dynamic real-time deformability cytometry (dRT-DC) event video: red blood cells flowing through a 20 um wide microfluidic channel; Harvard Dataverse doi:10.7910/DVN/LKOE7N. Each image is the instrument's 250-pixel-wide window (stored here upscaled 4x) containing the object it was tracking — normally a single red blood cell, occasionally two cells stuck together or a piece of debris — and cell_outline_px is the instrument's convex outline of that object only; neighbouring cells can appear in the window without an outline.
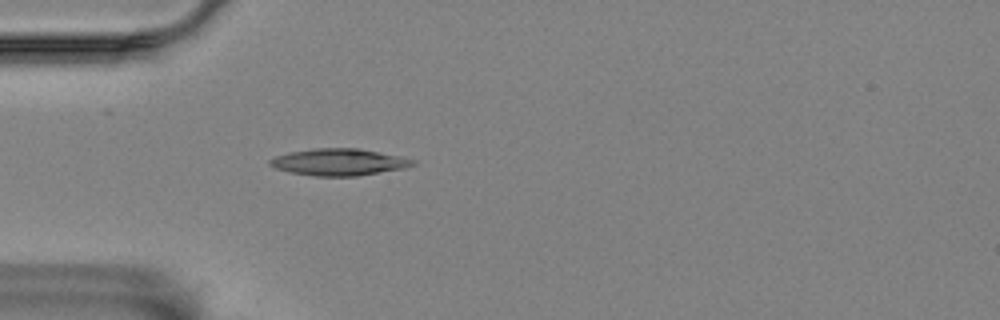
{"species": "Egyptian fruit bat (a non-hibernating species)", "species_latin": "Rousettus aegyptiacus", "temperature_condition": "room temperature", "stored_images_in_passage": 5, "camera_frame_rate_fps": 3000, "um_per_image_px": 0.085, "animal": {"sex": "female"}, "frame": {"image": 1, "passage_image": 5, "time_ms": 4.667, "image_size_px": [1000, 320], "cell_outline_px": [[416, 164], [404, 168], [356, 176], [312, 176], [288, 172], [276, 168], [268, 164], [268, 160], [276, 156], [288, 152], [312, 148], [360, 148], [404, 156], [416, 160]], "centroid_in_image_um": [28.82, 13.77], "position_along_channel_um": 56.2, "area_um2": 22.66}}